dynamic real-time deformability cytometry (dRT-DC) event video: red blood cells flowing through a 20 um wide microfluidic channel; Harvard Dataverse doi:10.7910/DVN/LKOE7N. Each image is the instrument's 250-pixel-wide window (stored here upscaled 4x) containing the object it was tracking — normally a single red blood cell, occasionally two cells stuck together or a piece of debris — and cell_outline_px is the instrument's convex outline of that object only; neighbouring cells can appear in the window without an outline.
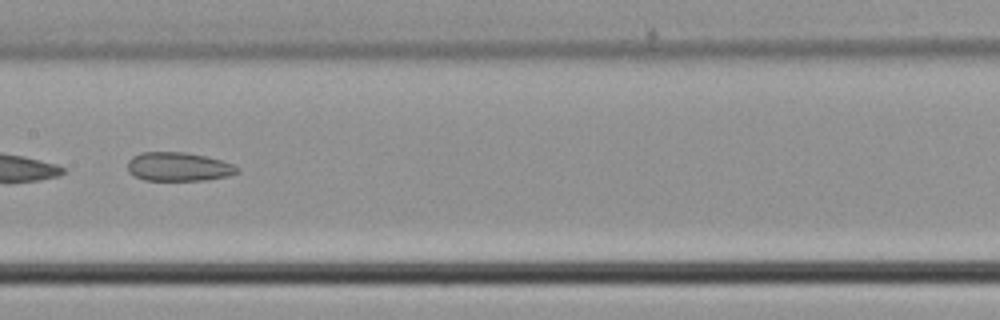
{"species": "common noctule bat (a hibernating species)", "species_latin": "Nyctalus noctula", "temperature_condition": "cold", "stored_images_in_passage": 39, "camera_frame_rate_fps": 3000, "um_per_image_px": 0.085, "animal": {"sex": "male", "body_mass_g": 21.5, "forearm_length_mm": 52.0}, "frame": {"image": 1, "passage_image": 17, "time_ms": 5.333, "image_size_px": [1000, 320], "cell_outline_px": [[240, 172], [228, 176], [208, 180], [144, 180], [128, 172], [128, 160], [132, 156], [140, 152], [184, 152], [204, 156], [220, 160], [232, 164], [240, 168]], "centroid_in_image_um": [15.17, 14.17], "position_along_channel_um": 192.2, "area_um2": 18.44}}